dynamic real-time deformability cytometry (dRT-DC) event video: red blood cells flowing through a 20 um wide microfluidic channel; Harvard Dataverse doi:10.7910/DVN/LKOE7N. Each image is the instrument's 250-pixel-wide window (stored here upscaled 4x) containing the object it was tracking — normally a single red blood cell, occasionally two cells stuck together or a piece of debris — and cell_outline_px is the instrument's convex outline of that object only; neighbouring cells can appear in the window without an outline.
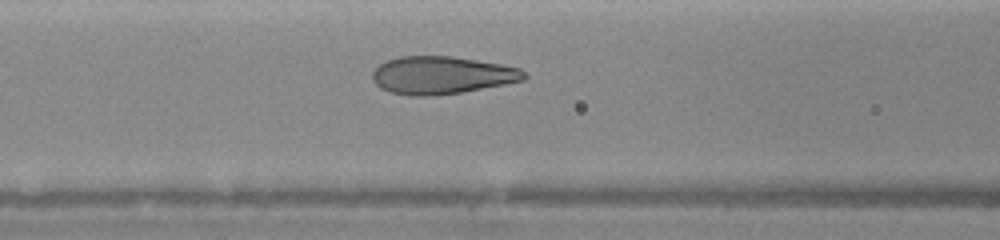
{"species": "human", "species_latin": "Homo sapiens", "temperature_condition": "warm", "stored_images_in_passage": 14, "camera_frame_rate_fps": 3000, "um_per_image_px": 0.085, "donor": {"sex": "female"}, "frame": {"image": 1, "passage_image": 8, "time_ms": 4.667, "image_size_px": [1000, 240], "cell_outline_px": [[528, 76], [524, 80], [504, 84], [460, 92], [428, 96], [412, 96], [392, 92], [380, 88], [372, 80], [372, 72], [380, 64], [388, 60], [400, 56], [452, 56], [500, 64], [520, 68]], "centroid_in_image_um": [37.53, 6.39], "position_along_channel_um": 129.1, "area_um2": 33.06}}
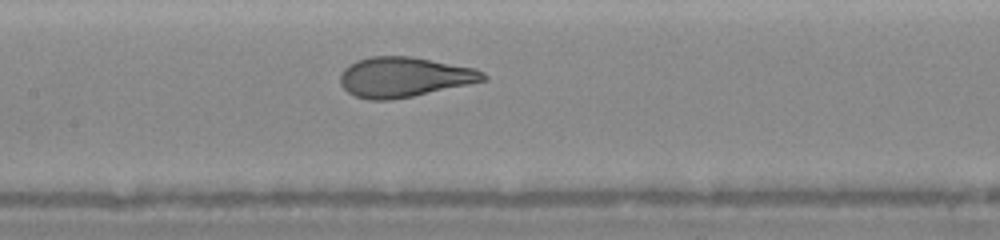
{"frame": {"image": 2, "passage_image": 10, "time_ms": 5.667, "image_size_px": [1000, 240], "cell_outline_px": [[488, 80], [412, 96], [388, 100], [368, 100], [356, 96], [348, 92], [340, 84], [340, 76], [344, 68], [348, 64], [356, 60], [372, 56], [412, 56], [476, 68], [484, 72], [488, 76]], "centroid_in_image_um": [34.36, 6.54], "position_along_channel_um": 173.0, "area_um2": 33.47}}
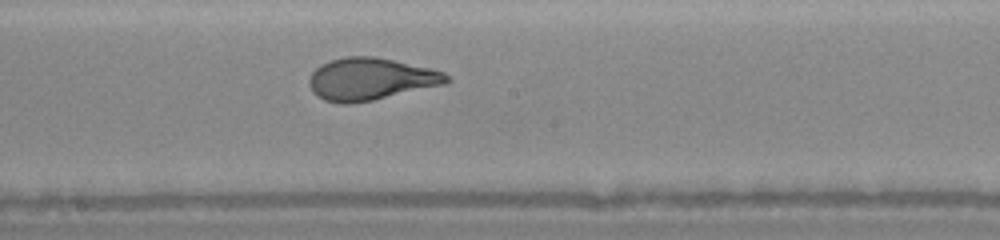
{"frame": {"image": 3, "passage_image": 12, "time_ms": 6.667, "image_size_px": [1000, 240], "cell_outline_px": [[452, 80], [448, 84], [372, 100], [348, 104], [340, 104], [324, 100], [312, 92], [308, 84], [308, 80], [312, 72], [320, 64], [344, 56], [372, 56], [392, 60], [428, 68], [444, 72]], "centroid_in_image_um": [31.49, 6.73], "position_along_channel_um": 216.7, "area_um2": 33.87}}